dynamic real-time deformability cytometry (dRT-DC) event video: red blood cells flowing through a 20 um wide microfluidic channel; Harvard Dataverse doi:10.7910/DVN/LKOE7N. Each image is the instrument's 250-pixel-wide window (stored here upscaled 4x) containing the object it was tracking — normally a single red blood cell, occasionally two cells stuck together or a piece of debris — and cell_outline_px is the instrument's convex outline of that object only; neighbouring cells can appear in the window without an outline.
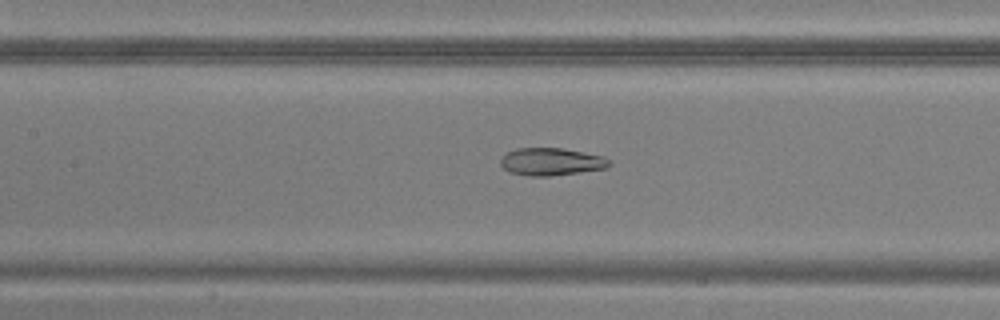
{"species": "common noctule bat (a hibernating species)", "species_latin": "Nyctalus noctula", "temperature_condition": "warm", "stored_images_in_passage": 39, "camera_frame_rate_fps": 3000, "um_per_image_px": 0.085, "animal": {"sex": "male", "body_mass_g": 20.5, "forearm_length_mm": 52.5}, "frame": {"image": 1, "passage_image": 12, "time_ms": 3.667, "image_size_px": [1000, 320], "cell_outline_px": [[612, 164], [608, 168], [552, 176], [528, 176], [508, 172], [500, 164], [500, 156], [516, 148], [560, 148], [604, 156], [612, 160]], "centroid_in_image_um": [46.86, 13.75], "position_along_channel_um": 160.5, "area_um2": 17.69}}
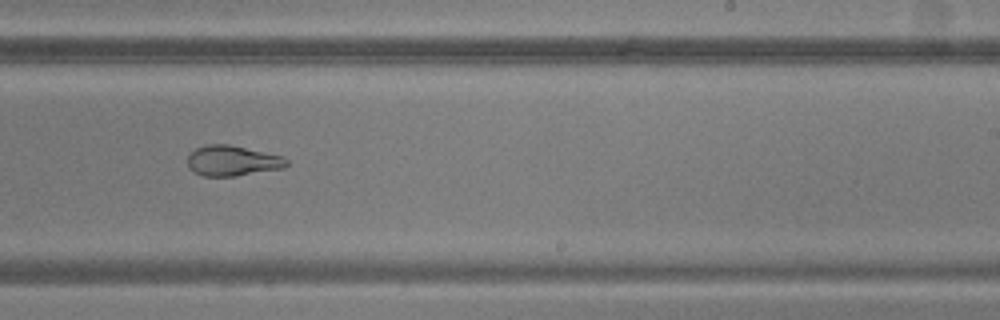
{"frame": {"image": 2, "passage_image": 20, "time_ms": 6.333, "image_size_px": [1000, 320], "cell_outline_px": [[288, 164], [284, 168], [236, 176], [204, 176], [196, 172], [188, 164], [188, 156], [196, 148], [204, 144], [228, 144], [284, 156], [288, 160]], "centroid_in_image_um": [19.8, 13.65], "position_along_channel_um": 269.2, "area_um2": 17.46}}
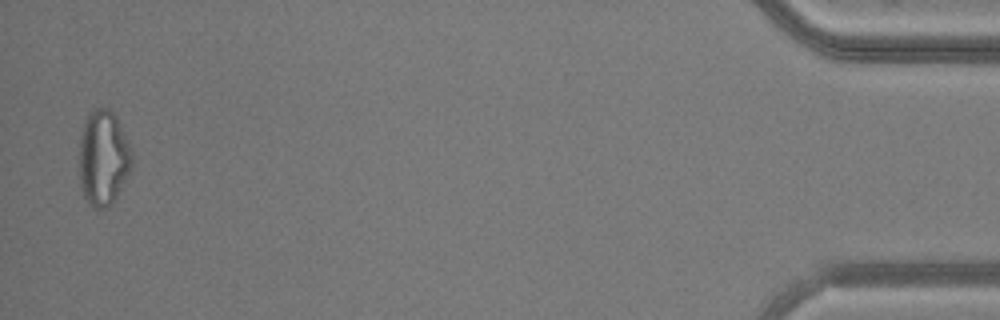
{"frame": {"image": 3, "passage_image": 38, "time_ms": 12.333, "image_size_px": [1000, 320], "cell_outline_px": [[132, 168], [112, 204], [104, 208], [92, 208], [88, 204], [84, 196], [80, 184], [80, 132], [84, 120], [88, 112], [92, 108], [108, 108], [116, 116], [128, 140], [132, 152]], "centroid_in_image_um": [8.78, 13.4], "position_along_channel_um": 426.4, "area_um2": 29.59}}